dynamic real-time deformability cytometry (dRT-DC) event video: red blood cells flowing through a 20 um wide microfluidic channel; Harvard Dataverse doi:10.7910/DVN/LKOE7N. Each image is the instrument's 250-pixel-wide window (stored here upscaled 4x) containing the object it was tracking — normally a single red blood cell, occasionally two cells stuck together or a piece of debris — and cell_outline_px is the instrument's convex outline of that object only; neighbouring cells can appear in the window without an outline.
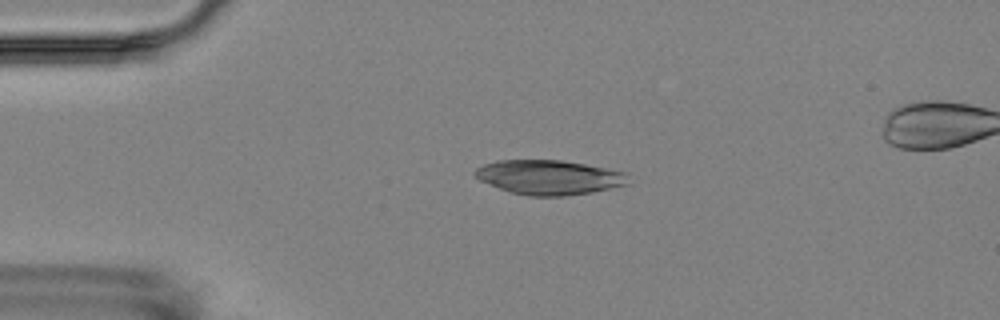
{"species": "Egyptian fruit bat (a non-hibernating species)", "species_latin": "Rousettus aegyptiacus", "temperature_condition": "room temperature", "stored_images_in_passage": 3, "camera_frame_rate_fps": 3000, "um_per_image_px": 0.085, "animal": {"sex": "female"}, "frame": {"image": 1, "passage_image": 1, "time_ms": 0.0, "image_size_px": [1000, 320], "cell_outline_px": [[628, 184], [592, 192], [564, 196], [528, 196], [512, 192], [500, 188], [480, 180], [472, 172], [476, 168], [484, 164], [496, 160], [560, 160], [584, 164], [628, 172]], "centroid_in_image_um": [46.68, 15.06], "position_along_channel_um": 38.3, "area_um2": 30.75}}